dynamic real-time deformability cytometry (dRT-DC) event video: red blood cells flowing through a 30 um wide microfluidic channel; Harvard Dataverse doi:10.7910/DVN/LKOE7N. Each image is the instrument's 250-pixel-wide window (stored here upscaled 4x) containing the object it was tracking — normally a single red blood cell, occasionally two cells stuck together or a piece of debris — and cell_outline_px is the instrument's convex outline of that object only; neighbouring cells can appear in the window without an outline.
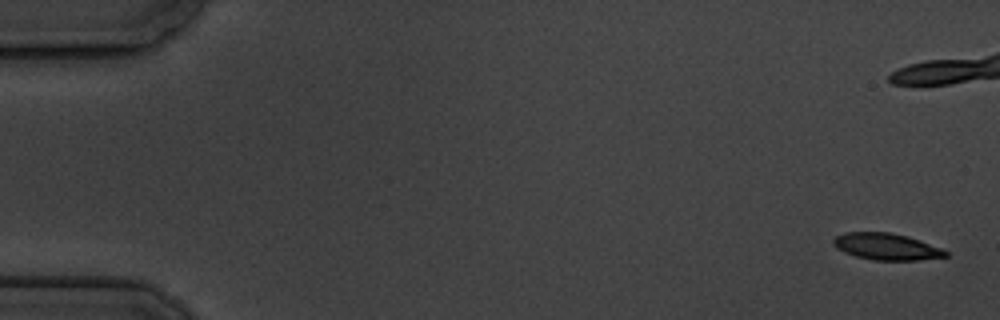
{"species": "common noctule bat (a hibernating species)", "species_latin": "Nyctalus noctula", "temperature_condition": "cold", "stored_images_in_passage": 8, "camera_frame_rate_fps": 3000, "um_per_image_px": 0.085, "animal": {"sex": "male", "body_mass_g": 19.5, "forearm_length_mm": 54.6}, "frame": {"image": 1, "passage_image": 1, "time_ms": 0.0, "image_size_px": [1000, 320], "cell_outline_px": [[948, 256], [920, 260], [872, 260], [856, 256], [844, 252], [836, 248], [832, 244], [832, 240], [836, 236], [844, 232], [888, 232], [908, 236], [920, 240], [940, 248], [948, 252]], "centroid_in_image_um": [75.32, 20.96], "position_along_channel_um": 9.7, "area_um2": 17.46}}